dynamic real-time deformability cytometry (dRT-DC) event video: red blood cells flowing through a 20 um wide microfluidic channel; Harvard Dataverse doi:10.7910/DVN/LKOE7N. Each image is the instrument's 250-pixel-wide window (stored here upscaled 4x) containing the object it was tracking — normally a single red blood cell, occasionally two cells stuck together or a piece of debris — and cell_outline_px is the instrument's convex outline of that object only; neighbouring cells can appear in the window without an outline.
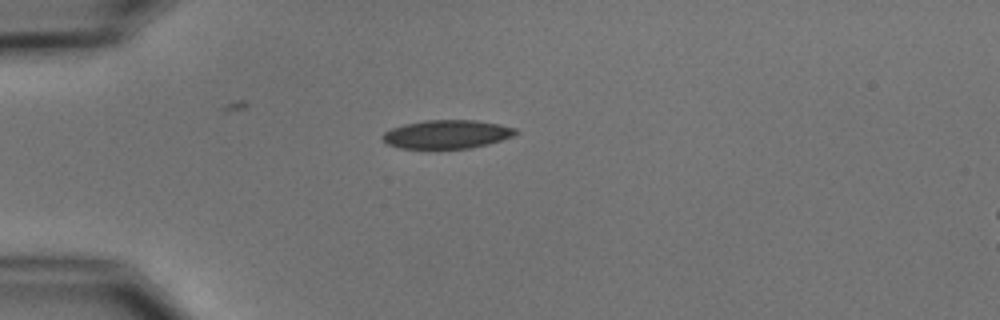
{"species": "common noctule bat (a hibernating species)", "species_latin": "Nyctalus noctula", "temperature_condition": "cold", "stored_images_in_passage": 3, "camera_frame_rate_fps": 3000, "um_per_image_px": 0.085, "animal": {"sex": "male", "body_mass_g": 15.6}, "frame": {"image": 1, "passage_image": 1, "time_ms": 0.0, "image_size_px": [1000, 320], "cell_outline_px": [[520, 132], [512, 136], [488, 144], [472, 148], [400, 148], [388, 144], [380, 136], [384, 132], [392, 128], [404, 124], [424, 120], [476, 120], [500, 124], [516, 128]], "centroid_in_image_um": [38.0, 11.4], "position_along_channel_um": 47.0, "area_um2": 22.14}}